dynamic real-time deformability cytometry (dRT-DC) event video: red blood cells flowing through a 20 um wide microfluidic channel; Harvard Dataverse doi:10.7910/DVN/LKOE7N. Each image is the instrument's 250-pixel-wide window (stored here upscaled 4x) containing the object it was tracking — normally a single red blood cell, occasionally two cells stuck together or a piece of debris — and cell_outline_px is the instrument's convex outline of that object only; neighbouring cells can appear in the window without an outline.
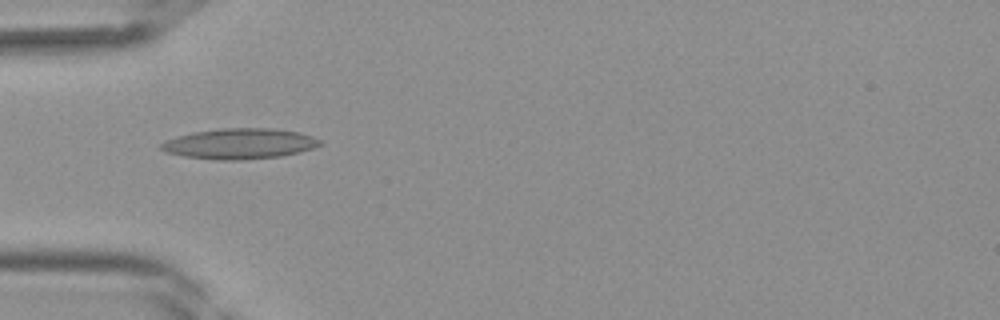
{"species": "Egyptian fruit bat (a non-hibernating species)", "species_latin": "Rousettus aegyptiacus", "temperature_condition": "room temperature", "stored_images_in_passage": 41, "camera_frame_rate_fps": 3000, "um_per_image_px": 0.085, "frame": {"image": 1, "passage_image": 13, "time_ms": 4.0, "image_size_px": [1000, 320], "cell_outline_px": [[324, 144], [300, 152], [280, 156], [244, 160], [216, 160], [184, 156], [164, 152], [160, 148], [160, 144], [164, 140], [176, 136], [192, 132], [220, 128], [272, 128], [300, 132], [312, 136], [320, 140]], "centroid_in_image_um": [20.34, 12.21], "position_along_channel_um": 64.7, "area_um2": 28.55}}
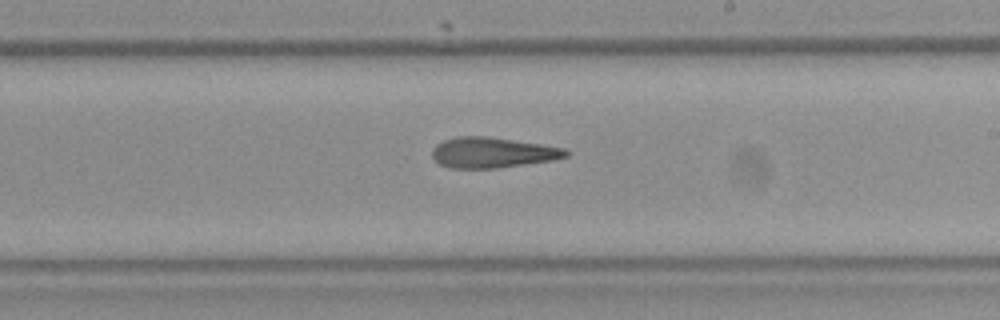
{"frame": {"image": 2, "passage_image": 24, "time_ms": 7.667, "image_size_px": [1000, 320], "cell_outline_px": [[572, 152], [568, 156], [552, 160], [496, 168], [452, 168], [440, 164], [432, 156], [432, 148], [436, 144], [444, 140], [456, 136], [488, 136], [540, 144], [564, 148]], "centroid_in_image_um": [41.86, 12.96], "position_along_channel_um": 247.1, "area_um2": 23.7}}
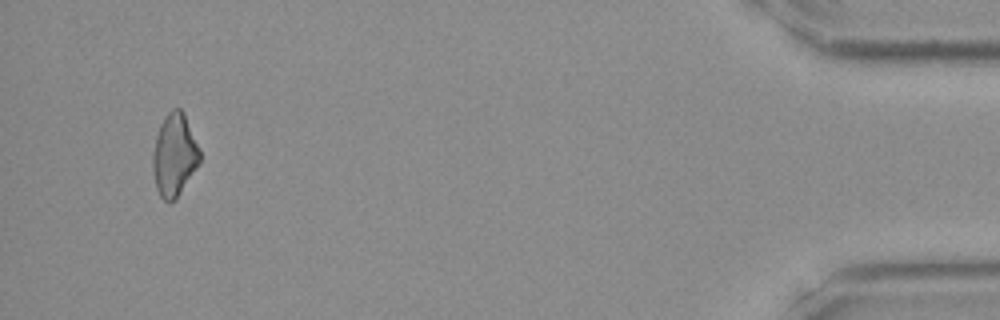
{"frame": {"image": 3, "passage_image": 39, "time_ms": 12.667, "image_size_px": [1000, 320], "cell_outline_px": [[200, 164], [176, 200], [168, 204], [160, 196], [156, 188], [152, 172], [152, 156], [156, 136], [160, 124], [164, 116], [172, 108], [180, 108], [184, 112], [200, 148]], "centroid_in_image_um": [14.83, 13.2], "position_along_channel_um": 420.4, "area_um2": 23.18}}